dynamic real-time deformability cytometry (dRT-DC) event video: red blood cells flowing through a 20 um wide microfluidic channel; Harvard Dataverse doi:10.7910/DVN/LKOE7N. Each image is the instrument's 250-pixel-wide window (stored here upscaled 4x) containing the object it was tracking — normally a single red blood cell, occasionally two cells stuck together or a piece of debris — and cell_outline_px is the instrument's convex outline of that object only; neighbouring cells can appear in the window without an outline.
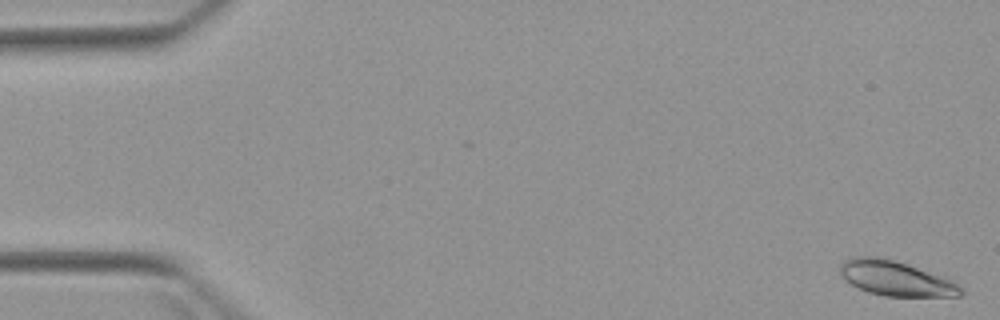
{"species": "Egyptian fruit bat (a non-hibernating species)", "species_latin": "Rousettus aegyptiacus", "temperature_condition": "warm", "stored_images_in_passage": 4, "camera_frame_rate_fps": 3000, "um_per_image_px": 0.085, "animal": {"sex": "female"}, "frame": {"image": 1, "passage_image": 1, "time_ms": 0.0, "image_size_px": [1000, 320], "cell_outline_px": [[964, 292], [960, 296], [884, 296], [868, 292], [852, 284], [840, 272], [840, 264], [844, 260], [852, 256], [876, 256], [892, 260], [948, 276]], "centroid_in_image_um": [76.17, 23.65], "position_along_channel_um": 8.8, "area_um2": 24.45}}